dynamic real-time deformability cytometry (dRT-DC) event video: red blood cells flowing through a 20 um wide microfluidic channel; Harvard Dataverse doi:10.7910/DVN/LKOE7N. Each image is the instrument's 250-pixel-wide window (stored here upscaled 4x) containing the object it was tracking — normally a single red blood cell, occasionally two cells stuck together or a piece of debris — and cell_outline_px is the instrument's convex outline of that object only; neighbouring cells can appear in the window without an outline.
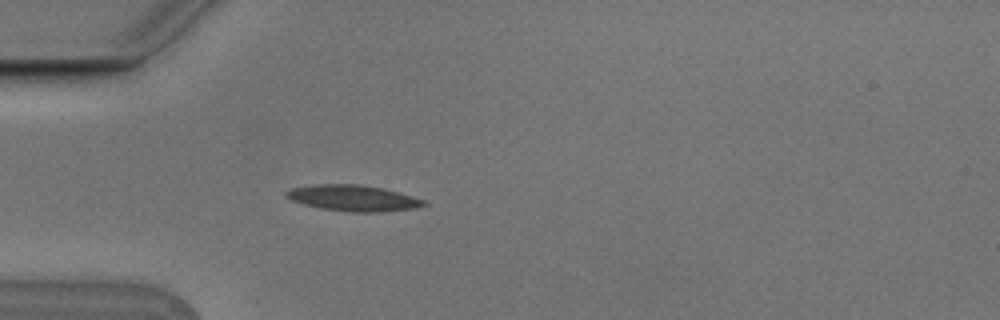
{"species": "Egyptian fruit bat (a non-hibernating species)", "species_latin": "Rousettus aegyptiacus", "temperature_condition": "cold", "stored_images_in_passage": 4, "camera_frame_rate_fps": 3000, "um_per_image_px": 0.085, "animal": {"sex": "male"}, "frame": {"image": 1, "passage_image": 4, "time_ms": 1.0, "image_size_px": [1000, 320], "cell_outline_px": [[428, 204], [412, 208], [380, 212], [348, 212], [320, 208], [304, 204], [292, 200], [284, 196], [284, 192], [292, 188], [316, 184], [356, 184], [384, 188], [424, 200]], "centroid_in_image_um": [29.98, 16.83], "position_along_channel_um": 55.0, "area_um2": 20.69}}